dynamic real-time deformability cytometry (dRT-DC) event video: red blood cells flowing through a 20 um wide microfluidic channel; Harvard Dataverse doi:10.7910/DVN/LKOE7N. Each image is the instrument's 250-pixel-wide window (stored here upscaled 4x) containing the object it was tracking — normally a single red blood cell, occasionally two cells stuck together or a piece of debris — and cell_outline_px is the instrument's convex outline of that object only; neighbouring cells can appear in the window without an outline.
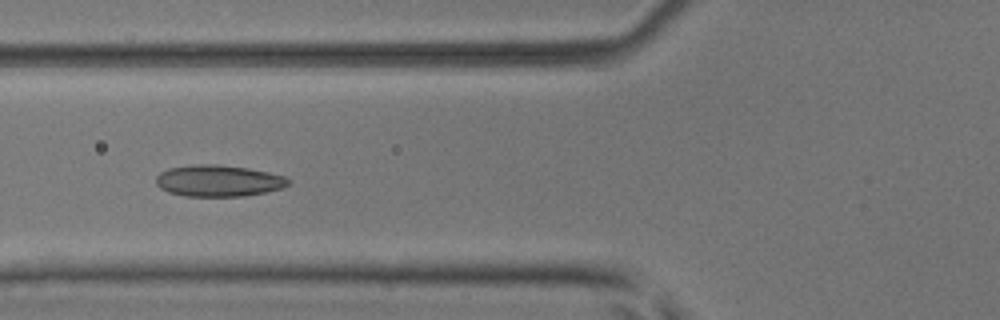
{"species": "common noctule bat (a hibernating species)", "species_latin": "Nyctalus noctula", "temperature_condition": "room temperature", "stored_images_in_passage": 6, "camera_frame_rate_fps": 3000, "um_per_image_px": 0.085, "animal": {"sex": "male", "body_mass_g": 17.9, "forearm_length_mm": 54.2}, "frame": {"image": 1, "passage_image": 5, "time_ms": 1.333, "image_size_px": [1000, 320], "cell_outline_px": [[292, 180], [288, 184], [280, 188], [264, 192], [244, 196], [184, 196], [168, 192], [160, 188], [156, 184], [156, 176], [160, 172], [168, 168], [196, 164], [216, 164], [248, 168], [268, 172], [284, 176]], "centroid_in_image_um": [18.54, 15.36], "position_along_channel_um": 107.3, "area_um2": 24.28}}
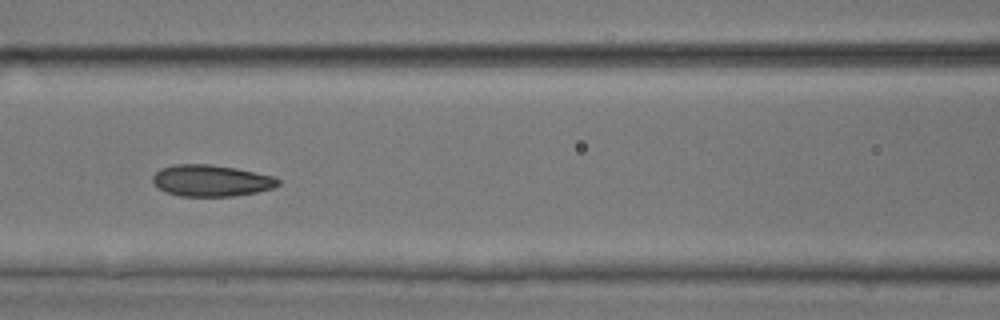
{"frame": {"image": 2, "passage_image": 6, "time_ms": 1.667, "image_size_px": [1000, 320], "cell_outline_px": [[280, 184], [272, 188], [256, 192], [232, 196], [180, 196], [164, 192], [156, 188], [152, 184], [152, 176], [160, 168], [176, 164], [212, 164], [236, 168], [272, 176], [280, 180]], "centroid_in_image_um": [17.88, 15.35], "position_along_channel_um": 148.7, "area_um2": 23.18}}